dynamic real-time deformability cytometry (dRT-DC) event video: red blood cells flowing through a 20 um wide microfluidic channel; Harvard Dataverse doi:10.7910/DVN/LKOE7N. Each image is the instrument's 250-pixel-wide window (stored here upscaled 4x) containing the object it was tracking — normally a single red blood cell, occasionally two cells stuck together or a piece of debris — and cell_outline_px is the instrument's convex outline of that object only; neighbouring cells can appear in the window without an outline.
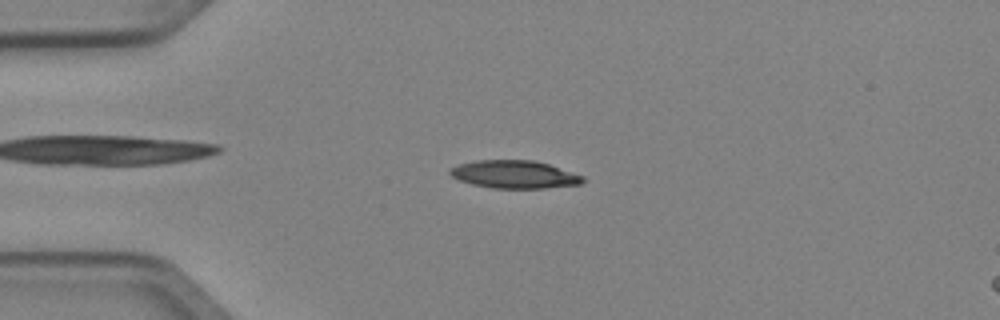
{"species": "Egyptian fruit bat (a non-hibernating species)", "species_latin": "Rousettus aegyptiacus", "temperature_condition": "cold", "stored_images_in_passage": 4, "camera_frame_rate_fps": 3000, "um_per_image_px": 0.085, "animal": {"sex": "female"}, "frame": {"image": 1, "passage_image": 2, "time_ms": 0.333, "image_size_px": [1000, 320], "cell_outline_px": [[584, 180], [580, 184], [544, 188], [492, 188], [472, 184], [460, 180], [452, 176], [448, 172], [448, 168], [472, 160], [536, 160], [584, 176]], "centroid_in_image_um": [43.69, 14.81], "position_along_channel_um": 41.3, "area_um2": 21.56}}
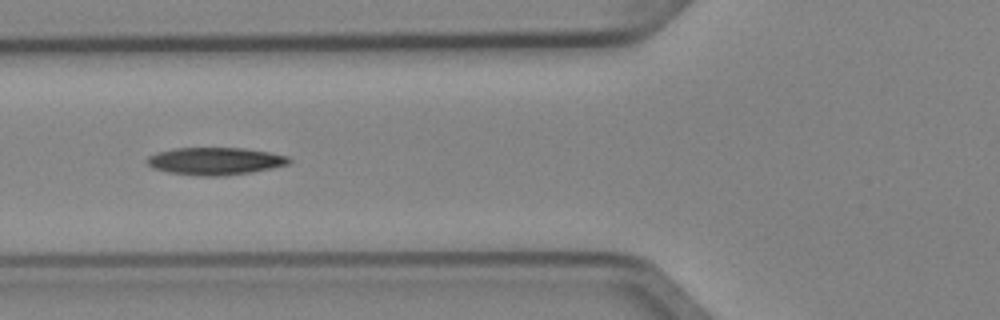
{"frame": {"image": 2, "passage_image": 4, "time_ms": 1.0, "image_size_px": [1000, 320], "cell_outline_px": [[292, 160], [288, 164], [272, 168], [252, 172], [224, 176], [196, 176], [168, 172], [152, 168], [144, 160], [148, 156], [156, 152], [172, 148], [244, 148], [268, 152], [288, 156]], "centroid_in_image_um": [18.25, 13.7], "position_along_channel_um": 107.6, "area_um2": 22.95}}